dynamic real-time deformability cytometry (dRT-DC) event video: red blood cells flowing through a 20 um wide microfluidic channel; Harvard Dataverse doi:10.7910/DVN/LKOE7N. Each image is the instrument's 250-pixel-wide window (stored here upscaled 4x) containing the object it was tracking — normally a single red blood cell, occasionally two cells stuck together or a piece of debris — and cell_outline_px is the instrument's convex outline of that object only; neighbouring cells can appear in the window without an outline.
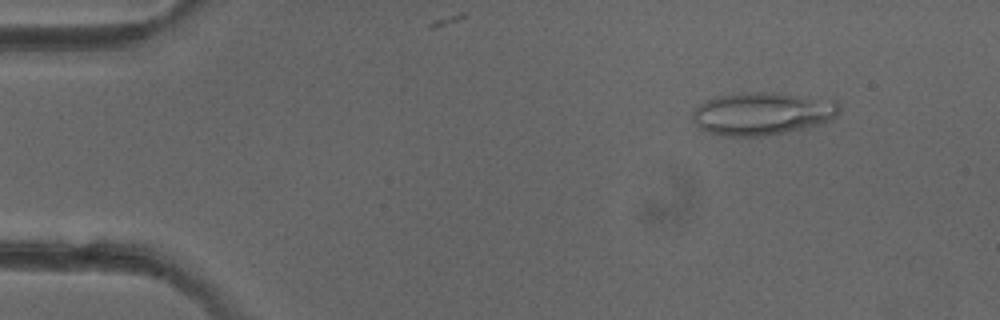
{"species": "common noctule bat (a hibernating species)", "species_latin": "Nyctalus noctula", "temperature_condition": "cold", "stored_images_in_passage": 4, "camera_frame_rate_fps": 3000, "um_per_image_px": 0.085, "animal": {"sex": "female"}, "frame": {"image": 1, "passage_image": 2, "time_ms": 1.0, "image_size_px": [1000, 320], "cell_outline_px": [[840, 108], [836, 116], [832, 120], [804, 128], [764, 136], [724, 136], [708, 132], [700, 128], [692, 120], [692, 112], [700, 104], [716, 96], [744, 92], [772, 92], [836, 100], [840, 104]], "centroid_in_image_um": [64.79, 9.65], "position_along_channel_um": 20.2, "area_um2": 36.59}}